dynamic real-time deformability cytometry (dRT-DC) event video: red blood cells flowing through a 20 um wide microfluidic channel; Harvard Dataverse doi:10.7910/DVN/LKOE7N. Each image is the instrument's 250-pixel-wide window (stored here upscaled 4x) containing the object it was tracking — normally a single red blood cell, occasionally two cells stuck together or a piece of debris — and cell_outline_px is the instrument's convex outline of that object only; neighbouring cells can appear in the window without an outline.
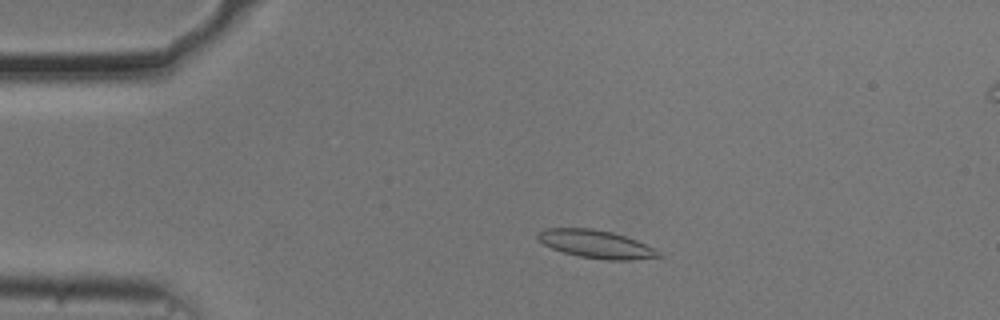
{"species": "common noctule bat (a hibernating species)", "species_latin": "Nyctalus noctula", "temperature_condition": "cold", "stored_images_in_passage": 53, "camera_frame_rate_fps": 3000, "um_per_image_px": 0.085, "animal": {"sex": "male", "body_mass_g": 20.5, "forearm_length_mm": 52.5}, "frame": {"image": 1, "passage_image": 10, "time_ms": 3.0, "image_size_px": [1000, 320], "cell_outline_px": [[664, 256], [632, 260], [604, 260], [580, 256], [564, 252], [552, 248], [544, 244], [536, 236], [536, 232], [544, 228], [592, 228], [612, 232], [636, 240], [660, 252]], "centroid_in_image_um": [50.64, 20.74], "position_along_channel_um": 34.4, "area_um2": 19.59}}
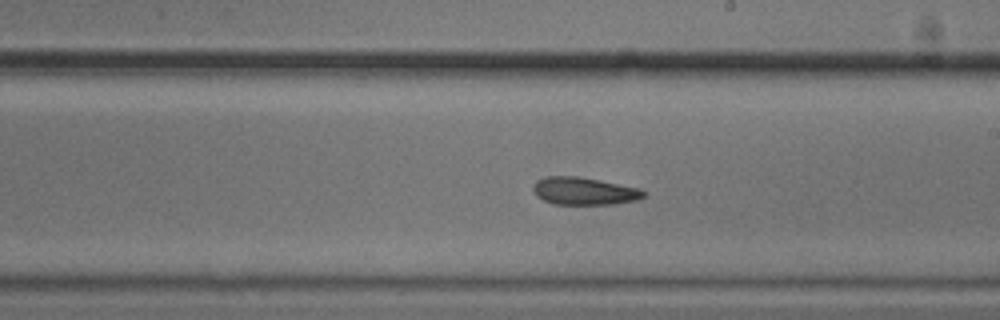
{"frame": {"image": 2, "passage_image": 30, "time_ms": 9.667, "image_size_px": [1000, 320], "cell_outline_px": [[648, 192], [644, 196], [636, 200], [616, 204], [552, 204], [536, 196], [532, 188], [532, 184], [536, 180], [544, 176], [576, 176], [600, 180], [636, 188]], "centroid_in_image_um": [49.6, 16.24], "position_along_channel_um": 239.4, "area_um2": 17.8}}
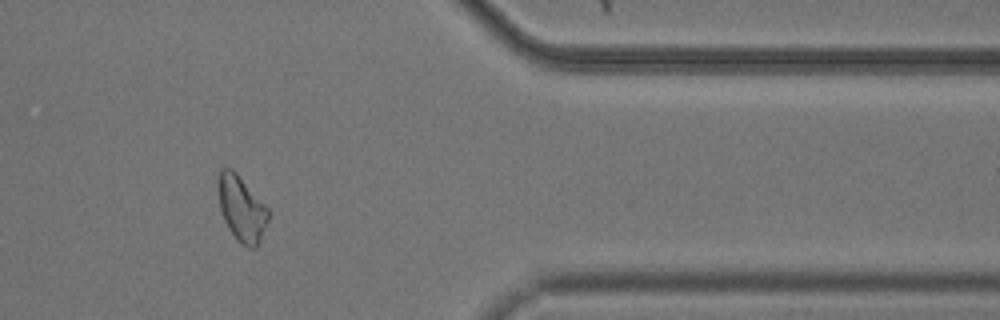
{"frame": {"image": 3, "passage_image": 44, "time_ms": 14.333, "image_size_px": [1000, 320], "cell_outline_px": [[268, 220], [260, 240], [256, 248], [248, 248], [236, 240], [228, 228], [224, 220], [220, 208], [220, 168], [232, 168], [236, 172], [268, 208]], "centroid_in_image_um": [20.56, 17.77], "position_along_channel_um": 390.8, "area_um2": 18.61}, "authors_computed_cell_mechanics": {"area_um2": 18.9584, "velocity_mm_per_s": 3.69, "shape_relaxation_time_tau1_ms": null, "shape_relaxation_time_tau2_ms": 3.2042, "deformation_change_tau1": null, "deformation_change_tau2": 0.1019}}